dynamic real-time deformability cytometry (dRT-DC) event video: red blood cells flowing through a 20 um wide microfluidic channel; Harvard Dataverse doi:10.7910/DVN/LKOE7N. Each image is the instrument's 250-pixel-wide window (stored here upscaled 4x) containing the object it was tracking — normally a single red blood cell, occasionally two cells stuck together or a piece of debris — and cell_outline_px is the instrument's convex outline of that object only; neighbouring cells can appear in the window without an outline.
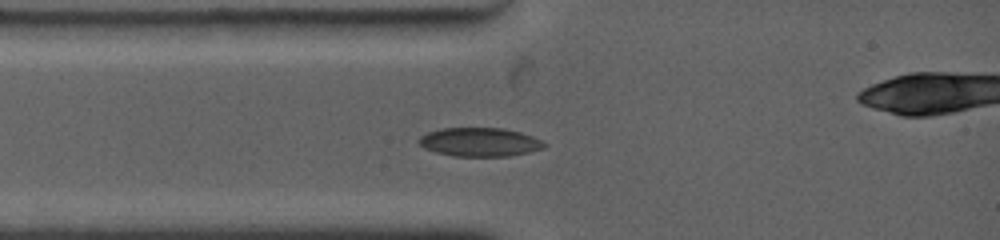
{"species": "common noctule bat (a hibernating species)", "species_latin": "Nyctalus noctula", "temperature_condition": "warm", "stored_images_in_passage": 8, "camera_frame_rate_fps": 4500, "um_per_image_px": 0.085, "animal": {"sex": "female", "body_mass_g": 19.0, "forearm_length_mm": 53.3}, "frame": {"image": 1, "passage_image": 8, "time_ms": 2.0, "image_size_px": [1000, 240], "cell_outline_px": [[548, 144], [544, 148], [528, 152], [508, 156], [452, 156], [436, 152], [424, 148], [420, 144], [420, 136], [428, 132], [444, 128], [504, 128], [520, 132], [532, 136]], "centroid_in_image_um": [40.79, 12.07], "position_along_channel_um": 44.2, "area_um2": 20.87}}